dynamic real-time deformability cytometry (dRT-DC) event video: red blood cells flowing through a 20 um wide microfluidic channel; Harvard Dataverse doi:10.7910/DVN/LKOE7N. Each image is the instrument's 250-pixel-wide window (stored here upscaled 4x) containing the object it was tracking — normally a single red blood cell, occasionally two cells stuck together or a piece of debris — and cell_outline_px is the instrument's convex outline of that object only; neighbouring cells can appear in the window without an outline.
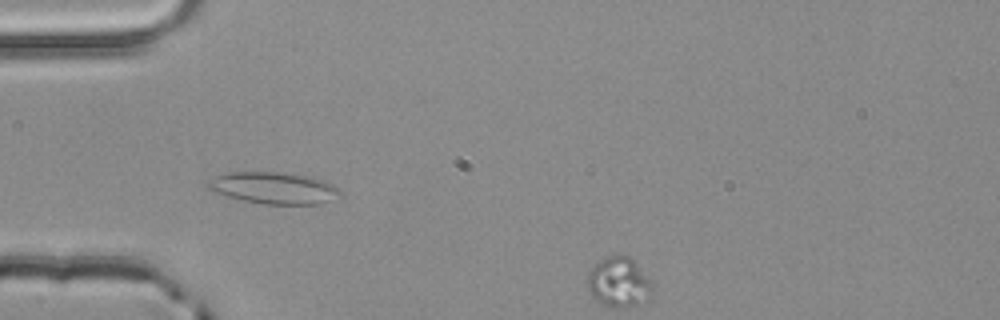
{"species": "common noctule bat (a hibernating species)", "species_latin": "Nyctalus noctula", "temperature_condition": "room temperature", "stored_images_in_passage": 3, "segment_of_instrument_passage": [1, 2], "camera_frame_rate_fps": 3000, "um_per_image_px": 0.085, "animal": {"sex": "male", "body_mass_g": 20.4}, "frame": {"image": 1, "passage_image": 2, "time_ms": 0.333, "image_size_px": [1000, 320], "cell_outline_px": [[344, 196], [320, 204], [264, 204], [240, 200], [212, 192], [208, 188], [208, 180], [216, 176], [228, 172], [276, 172], [312, 176], [324, 180], [340, 188]], "centroid_in_image_um": [23.32, 15.99], "position_along_channel_um": 61.7, "area_um2": 24.85}}